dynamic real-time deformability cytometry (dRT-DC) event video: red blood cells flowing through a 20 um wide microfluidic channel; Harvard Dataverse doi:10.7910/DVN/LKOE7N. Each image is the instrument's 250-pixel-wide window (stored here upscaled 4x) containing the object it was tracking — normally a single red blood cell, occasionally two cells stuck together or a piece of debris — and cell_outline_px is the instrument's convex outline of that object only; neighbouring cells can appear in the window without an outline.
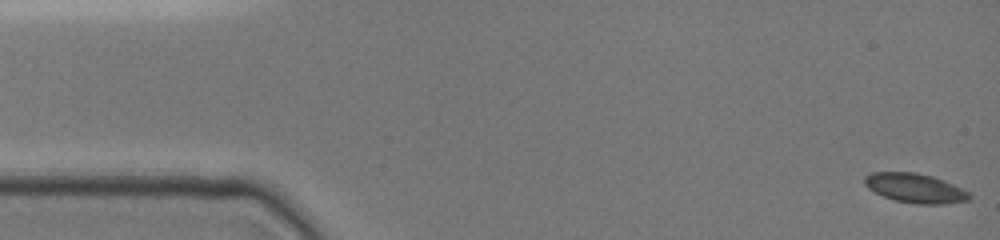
{"species": "common noctule bat (a hibernating species)", "species_latin": "Nyctalus noctula", "temperature_condition": "cold", "stored_images_in_passage": 14, "camera_frame_rate_fps": 3000, "um_per_image_px": 0.085, "animal": {"sex": "female", "body_mass_g": 19.0, "forearm_length_mm": 51.5}, "frame": {"image": 1, "passage_image": 1, "time_ms": 0.0, "image_size_px": [1000, 240], "cell_outline_px": [[972, 196], [968, 200], [948, 204], [916, 204], [896, 200], [884, 196], [868, 188], [864, 184], [864, 176], [872, 172], [916, 172], [932, 176], [944, 180], [968, 192]], "centroid_in_image_um": [77.78, 15.99], "position_along_channel_um": 7.2, "area_um2": 17.86}}
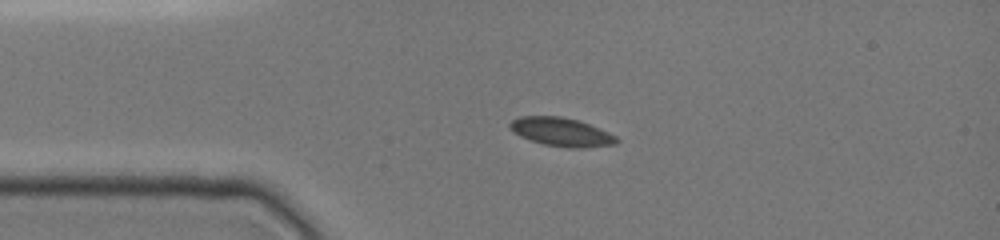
{"frame": {"image": 2, "passage_image": 11, "time_ms": 3.333, "image_size_px": [1000, 240], "cell_outline_px": [[620, 140], [616, 144], [584, 148], [568, 148], [544, 144], [520, 136], [508, 128], [508, 124], [512, 120], [520, 116], [560, 116], [580, 120], [600, 128], [616, 136]], "centroid_in_image_um": [47.73, 11.21], "position_along_channel_um": 37.3, "area_um2": 17.92}}